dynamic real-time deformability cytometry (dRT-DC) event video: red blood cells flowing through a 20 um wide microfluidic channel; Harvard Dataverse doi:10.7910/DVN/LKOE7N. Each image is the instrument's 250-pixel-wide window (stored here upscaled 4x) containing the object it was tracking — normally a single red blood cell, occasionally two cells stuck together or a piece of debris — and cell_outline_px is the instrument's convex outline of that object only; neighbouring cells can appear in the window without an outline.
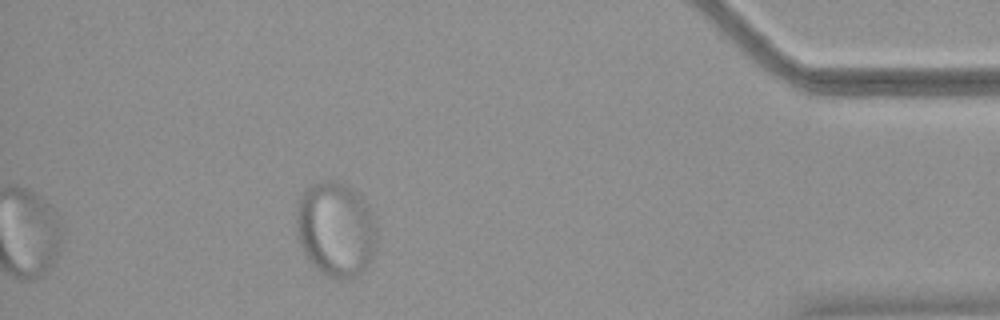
{"species": "common noctule bat (a hibernating species)", "species_latin": "Nyctalus noctula", "temperature_condition": "warm", "stored_images_in_passage": 42, "camera_frame_rate_fps": 3000, "um_per_image_px": 0.085, "animal": {"sex": "female", "body_mass_g": 18.4}, "frame": {"image": 1, "passage_image": 42, "time_ms": 13.667, "image_size_px": [1000, 320], "cell_outline_px": [[376, 248], [372, 260], [364, 272], [352, 280], [336, 280], [320, 272], [312, 264], [304, 252], [300, 244], [296, 228], [296, 208], [300, 196], [308, 188], [324, 180], [332, 180], [344, 184], [356, 192], [368, 204], [376, 220]], "centroid_in_image_um": [28.58, 19.54], "position_along_channel_um": 406.6, "area_um2": 45.2}}